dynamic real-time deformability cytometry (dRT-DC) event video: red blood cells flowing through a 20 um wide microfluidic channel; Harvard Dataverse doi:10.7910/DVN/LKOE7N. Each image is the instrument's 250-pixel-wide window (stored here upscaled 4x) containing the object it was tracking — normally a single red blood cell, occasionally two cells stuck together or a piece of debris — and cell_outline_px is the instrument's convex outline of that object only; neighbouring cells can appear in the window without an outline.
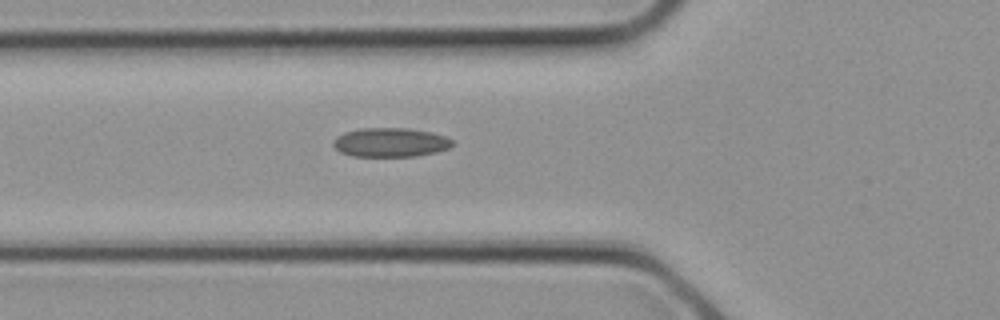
{"species": "common noctule bat (a hibernating species)", "species_latin": "Nyctalus noctula", "temperature_condition": "cold", "stored_images_in_passage": 4, "camera_frame_rate_fps": 3000, "um_per_image_px": 0.085, "animal": {"sex": "female", "body_mass_g": 21.9}, "frame": {"image": 1, "passage_image": 4, "time_ms": 1.0, "image_size_px": [1000, 320], "cell_outline_px": [[456, 144], [448, 148], [436, 152], [416, 156], [352, 156], [340, 152], [332, 144], [332, 140], [336, 136], [344, 132], [360, 128], [408, 128], [432, 132], [448, 136]], "centroid_in_image_um": [33.2, 12.09], "position_along_channel_um": 92.6, "area_um2": 20.46}}